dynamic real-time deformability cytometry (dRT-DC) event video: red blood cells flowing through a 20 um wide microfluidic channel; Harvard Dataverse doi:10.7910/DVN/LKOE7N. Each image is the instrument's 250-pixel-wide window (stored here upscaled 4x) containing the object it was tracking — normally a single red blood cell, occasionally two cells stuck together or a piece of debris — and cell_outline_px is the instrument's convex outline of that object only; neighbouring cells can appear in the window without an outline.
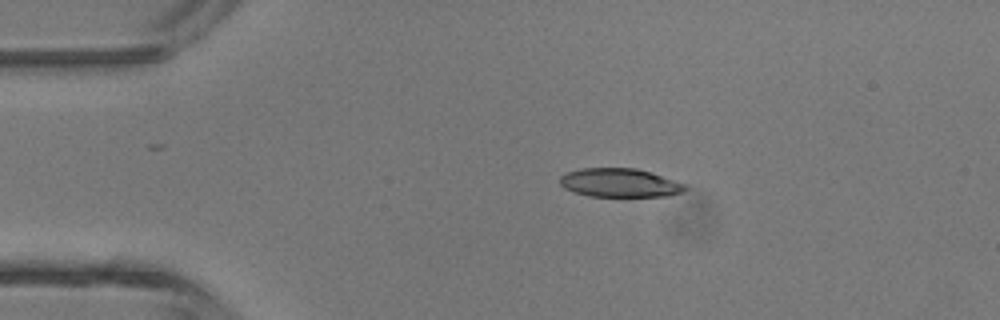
{"species": "common noctule bat (a hibernating species)", "species_latin": "Nyctalus noctula", "temperature_condition": "room temperature", "stored_images_in_passage": 3, "camera_frame_rate_fps": 3000, "um_per_image_px": 0.085, "animal": {"sex": "male", "body_mass_g": 13.3}, "frame": {"image": 1, "passage_image": 2, "time_ms": 1.333, "image_size_px": [1000, 320], "cell_outline_px": [[688, 188], [684, 192], [668, 196], [588, 196], [564, 188], [560, 184], [560, 176], [568, 172], [580, 168], [636, 168], [688, 184]], "centroid_in_image_um": [52.72, 15.54], "position_along_channel_um": 32.3, "area_um2": 20.98}}